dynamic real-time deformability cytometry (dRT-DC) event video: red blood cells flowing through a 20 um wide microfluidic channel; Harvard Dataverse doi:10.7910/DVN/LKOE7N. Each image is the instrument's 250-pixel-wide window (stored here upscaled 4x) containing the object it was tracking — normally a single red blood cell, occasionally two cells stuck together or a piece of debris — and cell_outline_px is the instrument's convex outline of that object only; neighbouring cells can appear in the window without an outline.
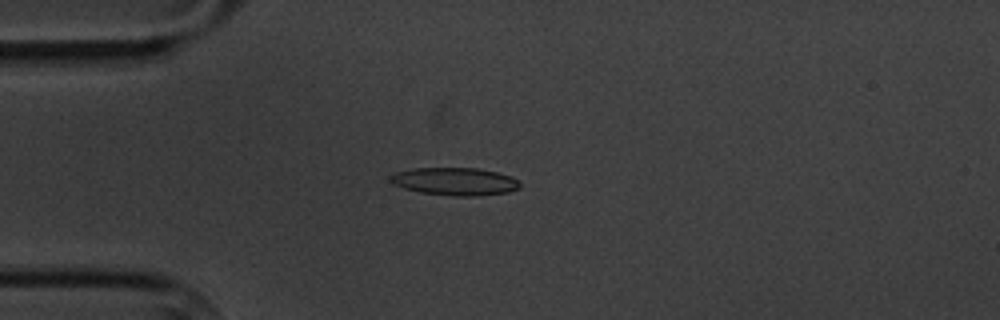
{"species": "common noctule bat (a hibernating species)", "species_latin": "Nyctalus noctula", "temperature_condition": "cold", "stored_images_in_passage": 15, "camera_frame_rate_fps": 3000, "um_per_image_px": 0.085, "animal": {"sex": "male", "body_mass_g": 20.1, "forearm_length_mm": 53.5}, "frame": {"image": 1, "passage_image": 4, "time_ms": 4.333, "image_size_px": [1000, 320], "cell_outline_px": [[520, 188], [508, 192], [476, 196], [456, 196], [420, 192], [404, 188], [392, 184], [388, 180], [388, 176], [396, 172], [412, 168], [476, 168], [496, 172], [512, 176], [520, 184]], "centroid_in_image_um": [38.63, 15.42], "position_along_channel_um": 46.4, "area_um2": 20.98}}
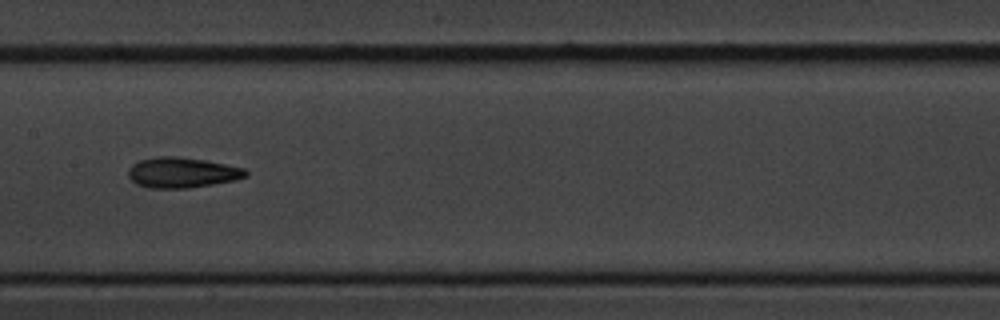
{"frame": {"image": 2, "passage_image": 8, "time_ms": 9.0, "image_size_px": [1000, 320], "cell_outline_px": [[248, 176], [236, 180], [188, 188], [148, 188], [136, 184], [128, 176], [128, 168], [132, 164], [140, 160], [156, 156], [176, 156], [204, 160], [244, 168], [248, 172]], "centroid_in_image_um": [15.45, 14.67], "position_along_channel_um": 191.9, "area_um2": 20.87}}
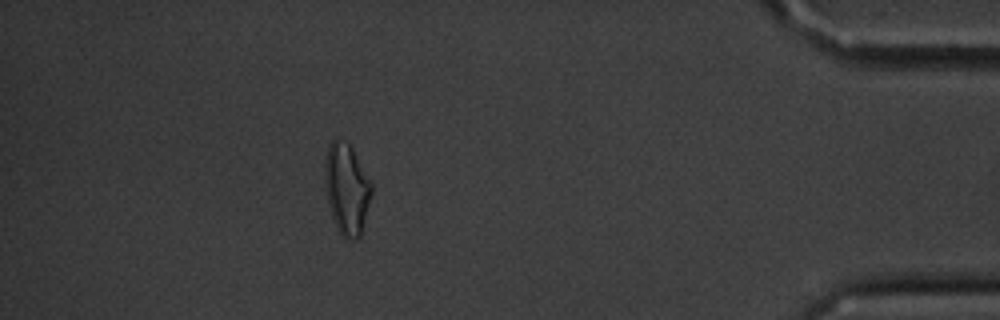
{"frame": {"image": 3, "passage_image": 14, "time_ms": 16.667, "image_size_px": [1000, 320], "cell_outline_px": [[372, 192], [360, 240], [344, 240], [340, 236], [336, 228], [328, 204], [324, 180], [324, 164], [328, 148], [332, 140], [336, 136], [348, 144], [352, 148], [372, 180]], "centroid_in_image_um": [29.48, 16.1], "position_along_channel_um": 405.7, "area_um2": 25.37}, "authors_computed_cell_mechanics": {"area_um2": 20.1144, "velocity_mm_per_s": 3.4197, "shape_relaxation_time_tau1_ms": 3.5337, "shape_relaxation_time_tau2_ms": 5.1516, "deformation_change_tau1": 0.1358, "deformation_change_tau2": 0.1431}}